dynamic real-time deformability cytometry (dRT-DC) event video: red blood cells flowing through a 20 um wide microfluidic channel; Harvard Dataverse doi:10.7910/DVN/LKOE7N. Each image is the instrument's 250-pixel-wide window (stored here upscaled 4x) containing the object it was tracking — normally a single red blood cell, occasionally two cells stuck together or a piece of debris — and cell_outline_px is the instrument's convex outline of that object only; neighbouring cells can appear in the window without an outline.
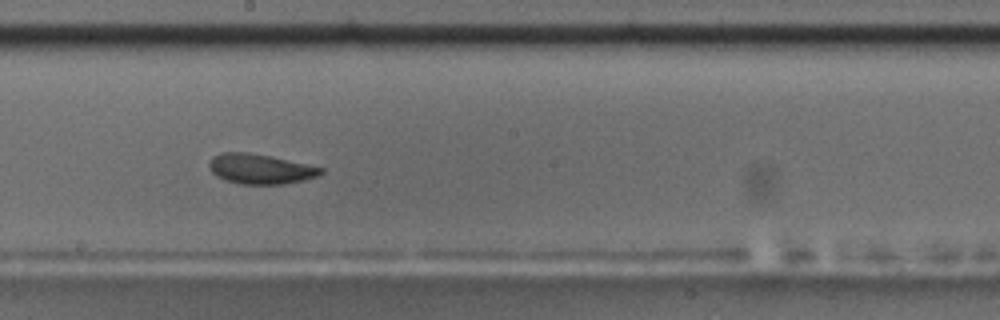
{"species": "common noctule bat (a hibernating species)", "species_latin": "Nyctalus noctula", "temperature_condition": "room temperature", "stored_images_in_passage": 43, "camera_frame_rate_fps": 3000, "um_per_image_px": 0.085, "animal": {"sex": "male", "body_mass_g": 17.5, "forearm_length_mm": 52.3}, "frame": {"image": 1, "passage_image": 19, "time_ms": 6.0, "image_size_px": [1000, 320], "cell_outline_px": [[324, 172], [316, 176], [304, 180], [284, 184], [240, 184], [224, 180], [216, 176], [212, 172], [208, 164], [212, 156], [220, 152], [248, 152], [272, 156], [324, 168]], "centroid_in_image_um": [22.1, 14.35], "position_along_channel_um": 226.1, "area_um2": 19.65}}
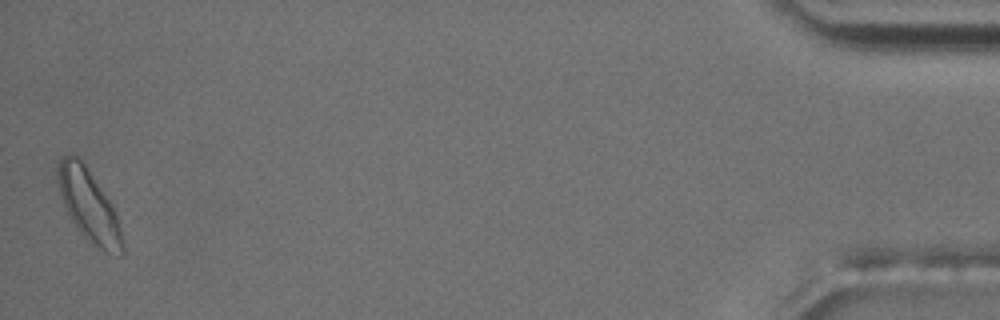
{"frame": {"image": 2, "passage_image": 43, "time_ms": 14.0, "image_size_px": [1000, 320], "cell_outline_px": [[124, 252], [120, 256], [104, 252], [84, 236], [76, 228], [68, 216], [64, 208], [60, 196], [56, 180], [56, 168], [60, 160], [68, 152], [76, 156], [84, 164], [112, 204], [124, 240]], "centroid_in_image_um": [7.52, 17.48], "position_along_channel_um": 427.7, "area_um2": 27.22}, "authors_computed_cell_mechanics": {"area_um2": 19.7098, "velocity_mm_per_s": 3.6379, "shape_relaxation_time_tau1_ms": 3.8025, "shape_relaxation_time_tau2_ms": 5.1219, "deformation_change_tau1": 0.1076, "deformation_change_tau2": 0.1123}}